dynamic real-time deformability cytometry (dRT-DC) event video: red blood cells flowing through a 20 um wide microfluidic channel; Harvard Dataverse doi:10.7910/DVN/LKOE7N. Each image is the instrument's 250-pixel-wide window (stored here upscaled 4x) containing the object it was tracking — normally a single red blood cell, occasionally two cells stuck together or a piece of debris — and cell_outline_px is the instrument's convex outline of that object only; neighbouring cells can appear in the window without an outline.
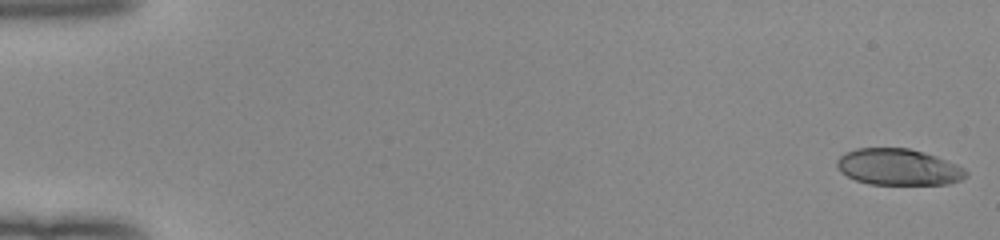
{"species": "human", "species_latin": "Homo sapiens", "temperature_condition": "room temperature", "stored_images_in_passage": 52, "camera_frame_rate_fps": 3000, "um_per_image_px": 0.085, "donor": {"sex": "female"}, "frame": {"image": 1, "passage_image": 1, "time_ms": 0.0, "image_size_px": [1000, 240], "cell_outline_px": [[968, 176], [960, 180], [948, 184], [868, 184], [856, 180], [840, 172], [836, 164], [836, 160], [844, 152], [856, 148], [908, 148], [924, 152], [936, 156], [956, 164], [964, 168], [968, 172]], "centroid_in_image_um": [76.35, 14.19], "position_along_channel_um": 8.6, "area_um2": 27.46}}
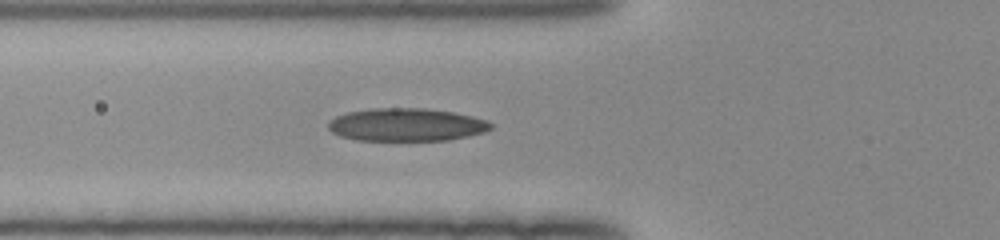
{"frame": {"image": 2, "passage_image": 20, "time_ms": 6.333, "image_size_px": [1000, 240], "cell_outline_px": [[492, 128], [484, 132], [468, 136], [448, 140], [356, 140], [340, 136], [332, 132], [328, 128], [328, 120], [336, 116], [348, 112], [372, 108], [424, 108], [452, 112], [472, 116], [488, 120], [492, 124]], "centroid_in_image_um": [34.53, 10.6], "position_along_channel_um": 91.3, "area_um2": 31.21}}
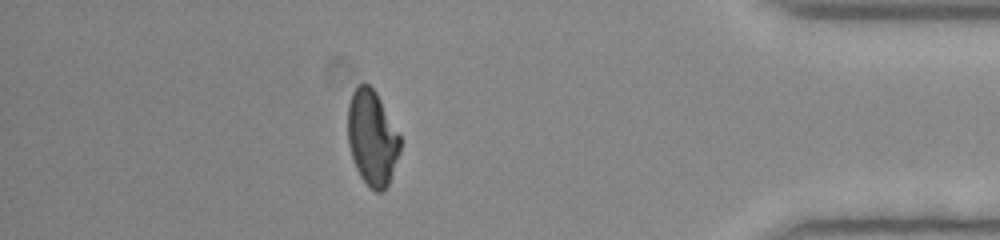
{"frame": {"image": 3, "passage_image": 46, "time_ms": 15.0, "image_size_px": [1000, 240], "cell_outline_px": [[400, 152], [388, 184], [384, 192], [376, 192], [360, 176], [356, 168], [348, 144], [348, 104], [352, 92], [364, 80], [376, 92], [400, 136]], "centroid_in_image_um": [31.62, 11.71], "position_along_channel_um": 403.6, "area_um2": 28.84}, "authors_computed_cell_mechanics": {"area_um2": 30.056, "velocity_mm_per_s": 4.0315, "shape_relaxation_time_tau1_ms": 8.4014, "shape_relaxation_time_tau2_ms": 1.8575, "deformation_change_tau1": 0.2516, "deformation_change_tau2": 0.0876}}